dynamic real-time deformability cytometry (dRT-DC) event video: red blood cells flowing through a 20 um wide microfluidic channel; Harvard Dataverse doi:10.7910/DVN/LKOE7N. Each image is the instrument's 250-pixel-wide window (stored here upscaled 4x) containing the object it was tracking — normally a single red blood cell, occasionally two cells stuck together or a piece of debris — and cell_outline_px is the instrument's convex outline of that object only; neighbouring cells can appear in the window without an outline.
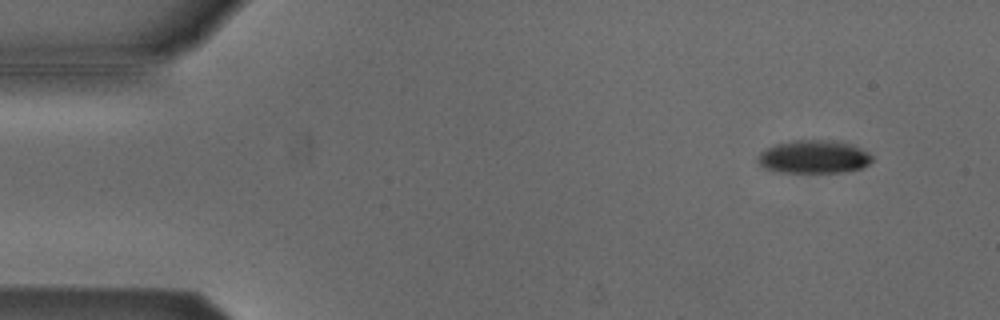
{"species": "Egyptian fruit bat (a non-hibernating species)", "species_latin": "Rousettus aegyptiacus", "temperature_condition": "cold", "stored_images_in_passage": 54, "camera_frame_rate_fps": 3000, "um_per_image_px": 0.085, "animal": {"sex": "male"}, "frame": {"image": 1, "passage_image": 5, "time_ms": 1.333, "image_size_px": [1000, 320], "cell_outline_px": [[872, 160], [868, 164], [860, 168], [840, 172], [780, 172], [764, 168], [756, 160], [756, 156], [764, 148], [776, 144], [792, 140], [836, 140], [852, 144], [868, 152], [872, 156]], "centroid_in_image_um": [69.13, 13.31], "position_along_channel_um": 15.9, "area_um2": 22.2}}
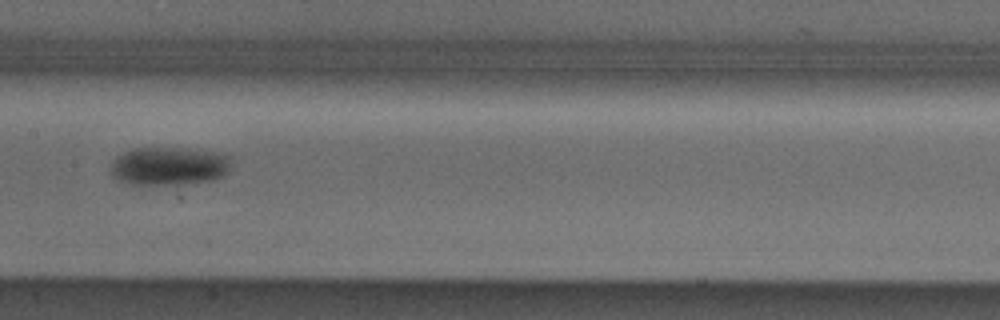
{"frame": {"image": 2, "passage_image": 27, "time_ms": 8.667, "image_size_px": [1000, 320], "cell_outline_px": [[228, 172], [224, 176], [212, 180], [184, 184], [132, 184], [116, 180], [112, 176], [112, 160], [116, 156], [132, 148], [188, 148], [212, 152], [228, 156]], "centroid_in_image_um": [14.32, 14.12], "position_along_channel_um": 193.1, "area_um2": 26.76}}
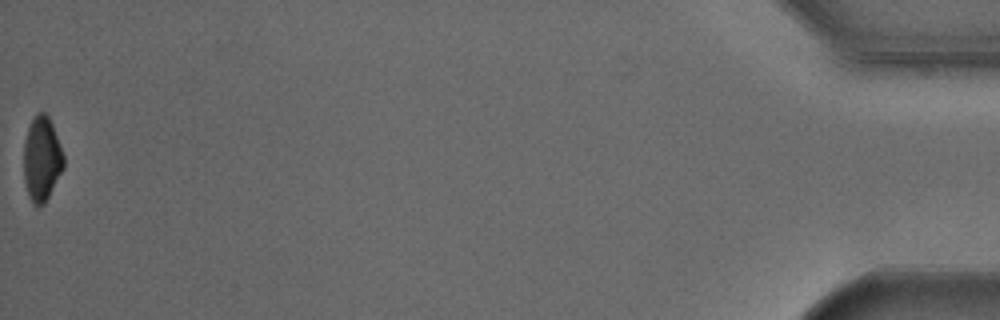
{"frame": {"image": 3, "passage_image": 54, "time_ms": 17.667, "image_size_px": [1000, 320], "cell_outline_px": [[64, 168], [44, 204], [32, 204], [28, 196], [24, 180], [24, 140], [28, 128], [36, 112], [44, 112], [48, 116], [52, 124], [64, 156]], "centroid_in_image_um": [3.54, 13.5], "position_along_channel_um": 431.7, "area_um2": 19.59}, "authors_computed_cell_mechanics": {"area_um2": 24.0737, "velocity_mm_per_s": 3.8248, "shape_relaxation_time_tau1_ms": 2.2143, "shape_relaxation_time_tau2_ms": null, "deformation_change_tau1": 0.0956, "deformation_change_tau2": null}}